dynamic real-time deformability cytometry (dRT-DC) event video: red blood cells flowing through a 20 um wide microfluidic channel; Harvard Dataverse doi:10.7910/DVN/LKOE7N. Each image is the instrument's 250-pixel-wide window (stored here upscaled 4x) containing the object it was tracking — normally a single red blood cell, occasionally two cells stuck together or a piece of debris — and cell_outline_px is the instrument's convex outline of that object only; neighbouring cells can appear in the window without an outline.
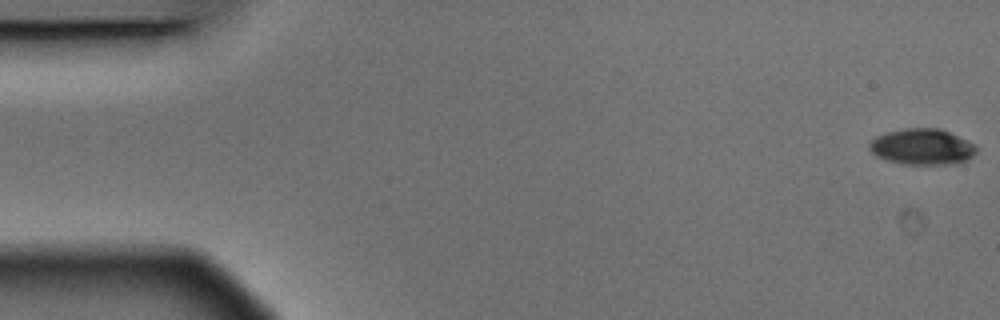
{"species": "Egyptian fruit bat (a non-hibernating species)", "species_latin": "Rousettus aegyptiacus", "temperature_condition": "warm", "stored_images_in_passage": 5, "camera_frame_rate_fps": 3000, "um_per_image_px": 0.085, "animal": {"sex": "male"}, "frame": {"image": 1, "passage_image": 1, "time_ms": 0.0, "image_size_px": [1000, 320], "cell_outline_px": [[976, 152], [972, 156], [956, 164], [904, 164], [888, 160], [876, 156], [868, 148], [868, 144], [876, 136], [888, 132], [904, 128], [940, 128], [968, 140], [976, 144]], "centroid_in_image_um": [78.39, 12.47], "position_along_channel_um": 6.6, "area_um2": 22.43}}
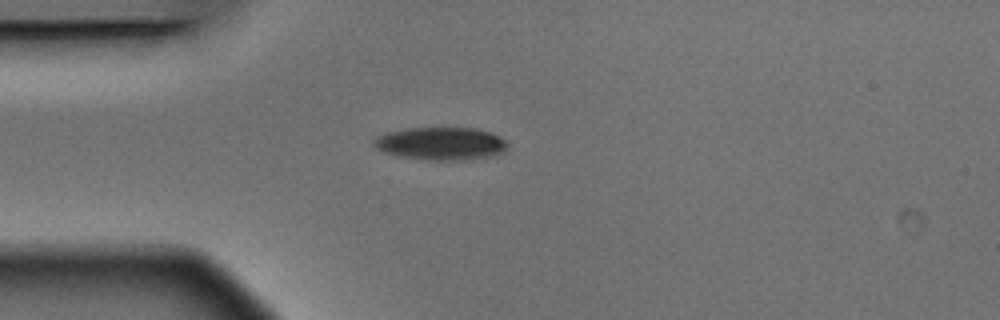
{"frame": {"image": 2, "passage_image": 5, "time_ms": 1.333, "image_size_px": [1000, 320], "cell_outline_px": [[508, 144], [504, 152], [496, 156], [460, 160], [428, 160], [400, 156], [384, 152], [376, 148], [372, 144], [372, 140], [376, 136], [384, 132], [408, 128], [476, 128], [492, 132], [500, 136]], "centroid_in_image_um": [37.47, 12.2], "position_along_channel_um": 47.5, "area_um2": 25.89}}